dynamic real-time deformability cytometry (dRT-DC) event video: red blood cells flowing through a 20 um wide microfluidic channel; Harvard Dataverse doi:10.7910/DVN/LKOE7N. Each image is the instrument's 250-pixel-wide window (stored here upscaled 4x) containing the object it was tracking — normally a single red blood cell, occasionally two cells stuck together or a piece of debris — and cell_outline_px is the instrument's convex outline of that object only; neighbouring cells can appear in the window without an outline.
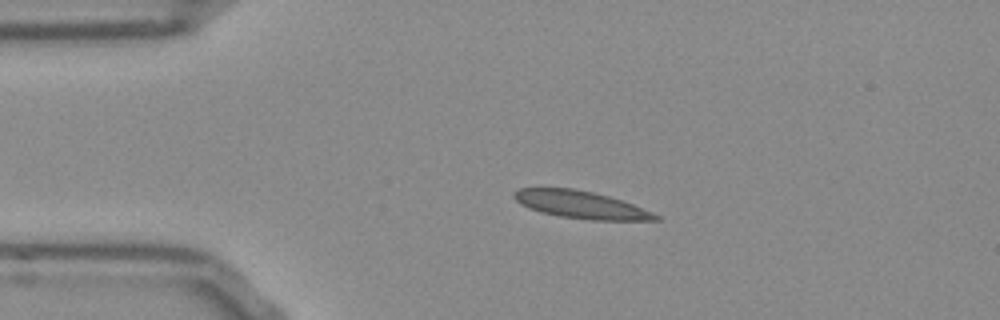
{"species": "Egyptian fruit bat (a non-hibernating species)", "species_latin": "Rousettus aegyptiacus", "temperature_condition": "room temperature", "stored_images_in_passage": 43, "camera_frame_rate_fps": 3000, "um_per_image_px": 0.085, "frame": {"image": 1, "passage_image": 1, "time_ms": 0.0, "image_size_px": [1000, 320], "cell_outline_px": [[660, 220], [592, 220], [560, 216], [540, 212], [528, 208], [520, 204], [512, 196], [512, 192], [520, 188], [572, 188], [592, 192], [608, 196], [632, 204], [660, 216]], "centroid_in_image_um": [49.31, 17.4], "position_along_channel_um": 35.7, "area_um2": 22.43}}
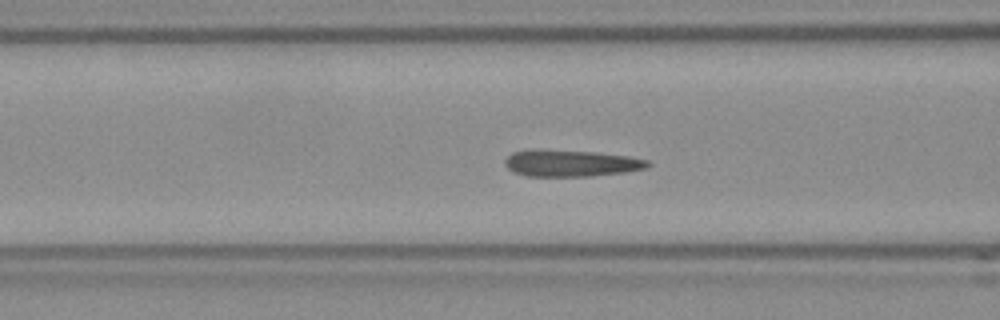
{"frame": {"image": 2, "passage_image": 10, "time_ms": 3.0, "image_size_px": [1000, 320], "cell_outline_px": [[652, 164], [648, 168], [624, 172], [592, 176], [528, 176], [516, 172], [508, 168], [504, 164], [504, 160], [512, 152], [596, 152], [628, 156], [648, 160]], "centroid_in_image_um": [48.65, 13.91], "position_along_channel_um": 118.0, "area_um2": 21.21}}
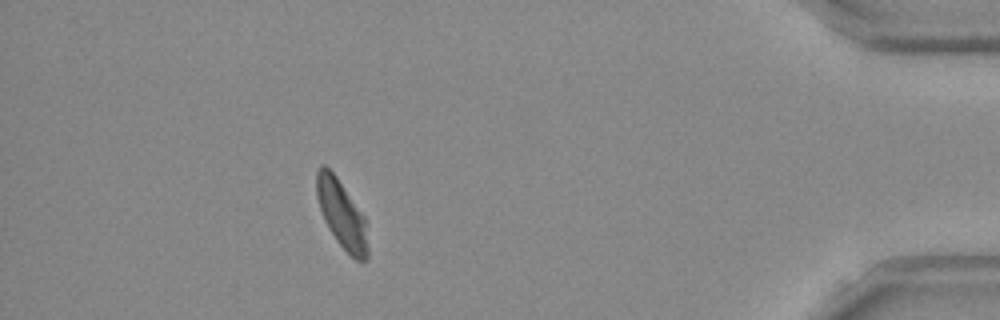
{"frame": {"image": 3, "passage_image": 37, "time_ms": 12.0, "image_size_px": [1000, 320], "cell_outline_px": [[368, 260], [356, 260], [336, 240], [328, 228], [324, 220], [316, 196], [316, 172], [324, 164], [336, 176], [364, 216], [368, 248]], "centroid_in_image_um": [29.03, 18.21], "position_along_channel_um": 406.2, "area_um2": 19.88}}